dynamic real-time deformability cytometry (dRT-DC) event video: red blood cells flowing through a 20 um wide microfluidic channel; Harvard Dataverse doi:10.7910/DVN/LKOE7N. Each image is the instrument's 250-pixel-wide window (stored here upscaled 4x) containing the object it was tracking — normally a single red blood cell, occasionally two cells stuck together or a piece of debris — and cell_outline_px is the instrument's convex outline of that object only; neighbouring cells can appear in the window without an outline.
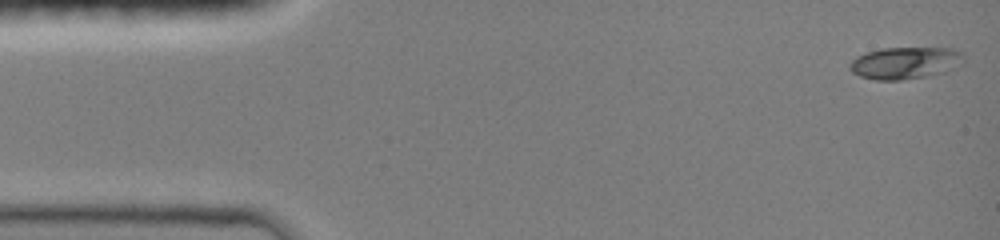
{"species": "common noctule bat (a hibernating species)", "species_latin": "Nyctalus noctula", "temperature_condition": "room temperature", "stored_images_in_passage": 87, "camera_frame_rate_fps": 3000, "um_per_image_px": 0.085, "animal": {"sex": "female", "body_mass_g": 19.0, "forearm_length_mm": 51.5}, "frame": {"image": 1, "passage_image": 1, "time_ms": 0.0, "image_size_px": [1000, 240], "cell_outline_px": [[964, 56], [948, 72], [928, 76], [900, 80], [876, 80], [860, 76], [852, 72], [848, 68], [848, 64], [856, 56], [868, 52], [884, 48], [952, 48], [964, 52]], "centroid_in_image_um": [76.9, 5.35], "position_along_channel_um": 8.1, "area_um2": 21.21}}
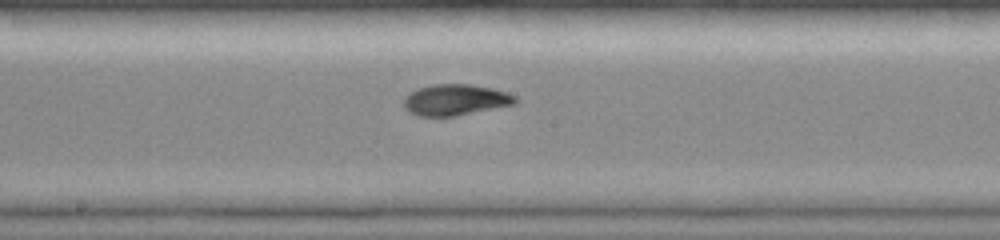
{"frame": {"image": 2, "passage_image": 44, "time_ms": 7.667, "image_size_px": [1000, 240], "cell_outline_px": [[520, 100], [516, 104], [456, 116], [416, 116], [408, 112], [404, 108], [404, 96], [408, 92], [432, 84], [472, 84], [492, 88], [508, 92], [516, 96]], "centroid_in_image_um": [38.72, 8.49], "position_along_channel_um": 209.5, "area_um2": 20.58}}
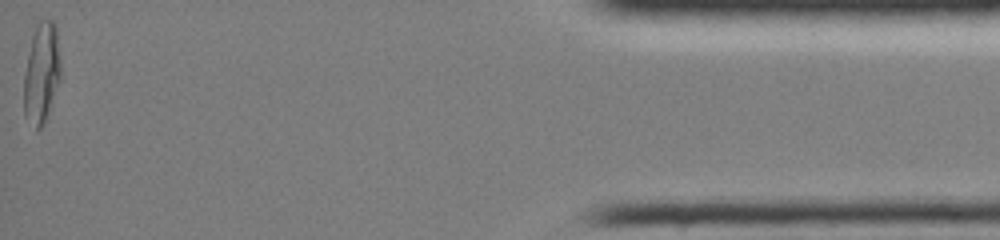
{"frame": {"image": 3, "passage_image": 87, "time_ms": 15.0, "image_size_px": [1000, 240], "cell_outline_px": [[60, 80], [44, 124], [36, 132], [24, 116], [24, 76], [28, 52], [32, 36], [40, 20], [52, 20], [56, 24], [60, 56]], "centroid_in_image_um": [3.53, 6.24], "position_along_channel_um": 431.7, "area_um2": 21.68}, "authors_computed_cell_mechanics": {"area_um2": 19.8254, "velocity_mm_per_s": 4.1299, "shape_relaxation_time_tau1_ms": 4.108, "shape_relaxation_time_tau2_ms": 1.6416, "deformation_change_tau1": 0.2095, "deformation_change_tau2": 0.0519}}